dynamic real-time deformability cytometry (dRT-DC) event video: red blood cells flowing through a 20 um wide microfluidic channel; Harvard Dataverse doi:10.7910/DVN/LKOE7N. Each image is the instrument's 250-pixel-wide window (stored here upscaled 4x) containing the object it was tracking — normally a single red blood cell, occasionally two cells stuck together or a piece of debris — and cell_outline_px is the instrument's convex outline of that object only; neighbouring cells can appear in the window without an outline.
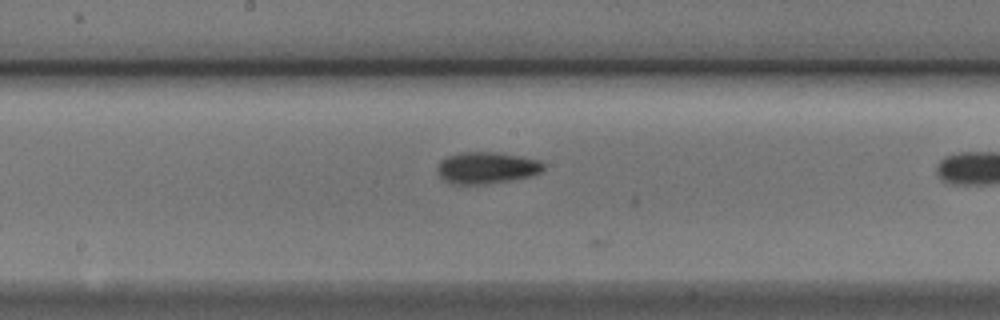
{"species": "Egyptian fruit bat (a non-hibernating species)", "species_latin": "Rousettus aegyptiacus", "temperature_condition": "cold", "stored_images_in_passage": 18, "camera_frame_rate_fps": 3000, "um_per_image_px": 0.085, "animal": {"sex": "male"}, "frame": {"image": 1, "passage_image": 14, "time_ms": 4.333, "image_size_px": [1000, 320], "cell_outline_px": [[544, 168], [540, 172], [532, 176], [512, 180], [488, 184], [448, 184], [436, 172], [436, 168], [440, 160], [448, 156], [460, 152], [496, 152], [520, 156], [540, 160], [544, 164]], "centroid_in_image_um": [41.34, 14.27], "position_along_channel_um": 206.9, "area_um2": 19.88}}